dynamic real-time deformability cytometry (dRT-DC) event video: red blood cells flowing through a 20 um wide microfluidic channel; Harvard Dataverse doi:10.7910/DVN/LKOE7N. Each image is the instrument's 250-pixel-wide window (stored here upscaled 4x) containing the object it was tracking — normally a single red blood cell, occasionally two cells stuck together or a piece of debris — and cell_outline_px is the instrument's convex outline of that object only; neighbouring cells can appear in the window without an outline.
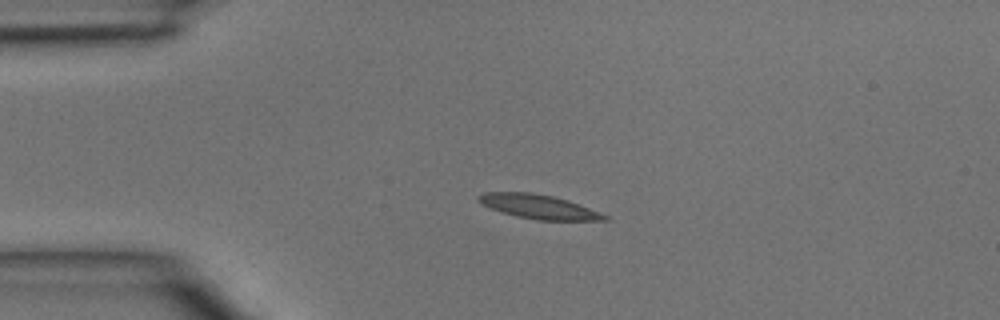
{"species": "common noctule bat (a hibernating species)", "species_latin": "Nyctalus noctula", "temperature_condition": "room temperature", "stored_images_in_passage": 4, "camera_frame_rate_fps": 3000, "um_per_image_px": 0.085, "animal": {"sex": "male", "body_mass_g": 15.6}, "frame": {"image": 1, "passage_image": 2, "time_ms": 0.333, "image_size_px": [1000, 320], "cell_outline_px": [[608, 220], [536, 220], [516, 216], [500, 212], [476, 200], [476, 196], [484, 192], [532, 192], [552, 196], [568, 200], [600, 212], [608, 216]], "centroid_in_image_um": [45.76, 17.56], "position_along_channel_um": 39.2, "area_um2": 17.69}}
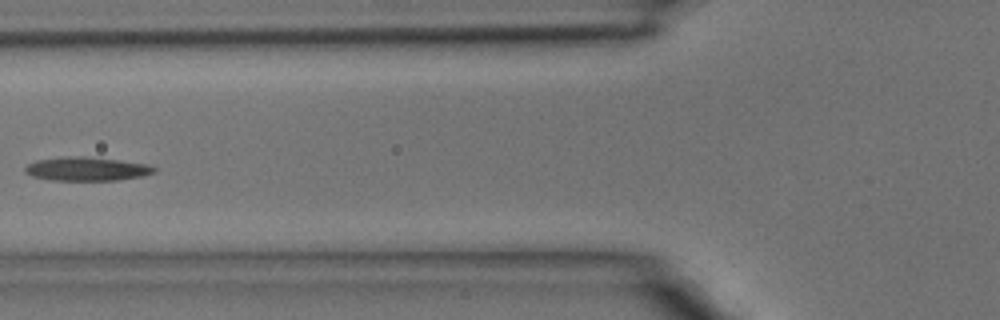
{"frame": {"image": 2, "passage_image": 4, "time_ms": 1.0, "image_size_px": [1000, 320], "cell_outline_px": [[156, 172], [144, 176], [116, 180], [52, 180], [32, 176], [24, 172], [24, 168], [28, 164], [36, 160], [64, 156], [84, 156], [120, 160], [148, 164], [156, 168]], "centroid_in_image_um": [7.38, 14.35], "position_along_channel_um": 118.4, "area_um2": 17.98}}